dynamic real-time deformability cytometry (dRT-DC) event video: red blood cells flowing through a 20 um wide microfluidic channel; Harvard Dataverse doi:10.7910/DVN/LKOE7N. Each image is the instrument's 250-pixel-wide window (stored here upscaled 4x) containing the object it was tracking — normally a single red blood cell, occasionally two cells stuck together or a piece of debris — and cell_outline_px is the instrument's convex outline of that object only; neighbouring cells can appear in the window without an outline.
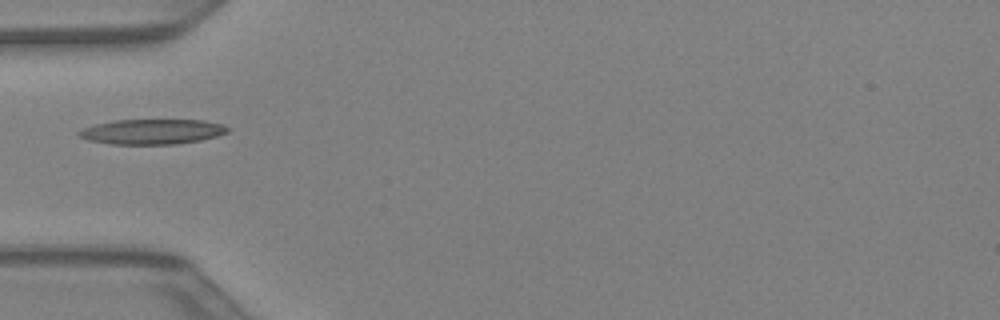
{"species": "Egyptian fruit bat (a non-hibernating species)", "species_latin": "Rousettus aegyptiacus", "temperature_condition": "warm", "stored_images_in_passage": 16, "camera_frame_rate_fps": 3000, "um_per_image_px": 0.085, "animal": {"sex": "female"}, "frame": {"image": 1, "passage_image": 14, "time_ms": 4.333, "image_size_px": [1000, 320], "cell_outline_px": [[228, 132], [216, 136], [200, 140], [176, 144], [112, 144], [88, 140], [80, 136], [76, 132], [84, 128], [96, 124], [112, 120], [204, 120], [224, 124], [228, 128]], "centroid_in_image_um": [12.94, 11.18], "position_along_channel_um": 72.1, "area_um2": 21.68}}